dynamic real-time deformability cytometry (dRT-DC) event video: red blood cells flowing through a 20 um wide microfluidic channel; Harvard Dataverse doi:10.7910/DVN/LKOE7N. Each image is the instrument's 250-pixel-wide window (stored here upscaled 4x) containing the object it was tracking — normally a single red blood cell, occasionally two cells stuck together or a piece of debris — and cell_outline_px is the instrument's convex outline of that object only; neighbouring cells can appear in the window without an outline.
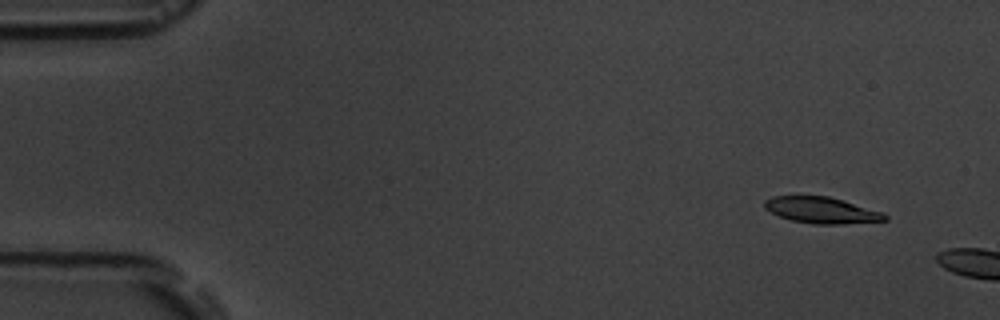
{"species": "common noctule bat (a hibernating species)", "species_latin": "Nyctalus noctula", "temperature_condition": "room temperature", "stored_images_in_passage": 3, "camera_frame_rate_fps": 3000, "um_per_image_px": 0.085, "animal": {"sex": "male", "body_mass_g": 19.5, "forearm_length_mm": 54.6}, "frame": {"image": 1, "passage_image": 2, "time_ms": 1.333, "image_size_px": [1000, 320], "cell_outline_px": [[888, 220], [844, 224], [812, 224], [792, 220], [780, 216], [764, 208], [764, 200], [772, 196], [828, 196], [844, 200], [884, 212], [888, 216]], "centroid_in_image_um": [69.87, 17.86], "position_along_channel_um": 15.1, "area_um2": 18.5}}